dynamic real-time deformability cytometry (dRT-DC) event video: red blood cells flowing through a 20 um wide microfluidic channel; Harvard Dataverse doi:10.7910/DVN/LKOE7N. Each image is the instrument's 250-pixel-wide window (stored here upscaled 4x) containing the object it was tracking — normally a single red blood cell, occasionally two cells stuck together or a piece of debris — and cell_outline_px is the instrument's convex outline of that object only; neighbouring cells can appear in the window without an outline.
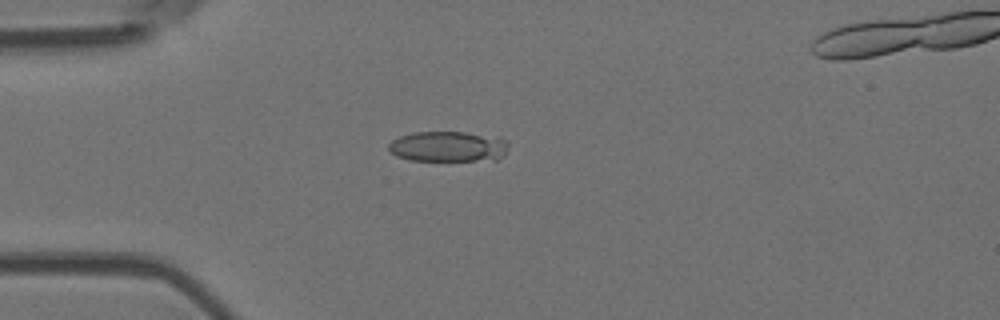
{"species": "Egyptian fruit bat (a non-hibernating species)", "species_latin": "Rousettus aegyptiacus", "temperature_condition": "room temperature", "stored_images_in_passage": 6, "camera_frame_rate_fps": 3000, "um_per_image_px": 0.085, "animal": {"sex": "female"}, "frame": {"image": 1, "passage_image": 5, "time_ms": 4.667, "image_size_px": [1000, 320], "cell_outline_px": [[508, 148], [504, 156], [496, 160], [408, 160], [396, 156], [388, 148], [388, 144], [392, 140], [400, 136], [412, 132], [464, 132], [500, 136], [508, 140]], "centroid_in_image_um": [38.15, 12.44], "position_along_channel_um": 46.9, "area_um2": 21.62}}